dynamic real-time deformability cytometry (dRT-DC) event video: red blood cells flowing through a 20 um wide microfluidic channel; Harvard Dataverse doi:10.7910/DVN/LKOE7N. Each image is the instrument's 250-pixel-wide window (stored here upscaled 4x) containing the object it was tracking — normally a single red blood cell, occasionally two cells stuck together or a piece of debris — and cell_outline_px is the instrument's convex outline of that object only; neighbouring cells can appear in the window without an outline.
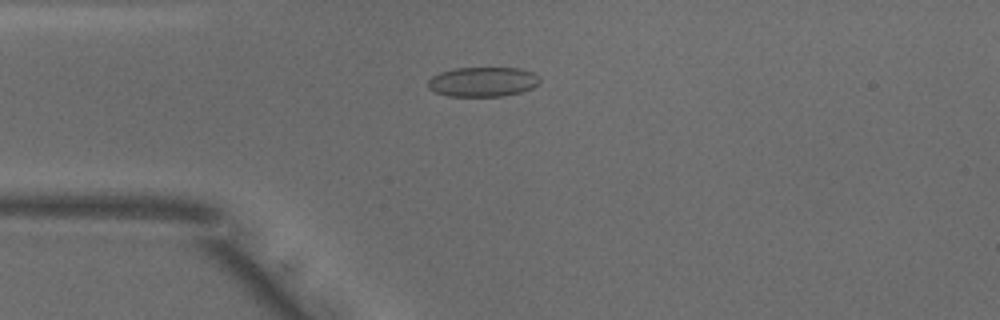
{"species": "common noctule bat (a hibernating species)", "species_latin": "Nyctalus noctula", "temperature_condition": "warm", "stored_images_in_passage": 37, "camera_frame_rate_fps": 3000, "um_per_image_px": 0.085, "animal": {"sex": "male", "body_mass_g": 18.8}, "frame": {"image": 1, "passage_image": 4, "time_ms": 1.0, "image_size_px": [1000, 320], "cell_outline_px": [[540, 80], [532, 88], [520, 92], [504, 96], [448, 96], [436, 92], [428, 88], [428, 80], [432, 76], [440, 72], [456, 68], [520, 68], [532, 72], [540, 76]], "centroid_in_image_um": [41.03, 6.95], "position_along_channel_um": 44.0, "area_um2": 19.31}}
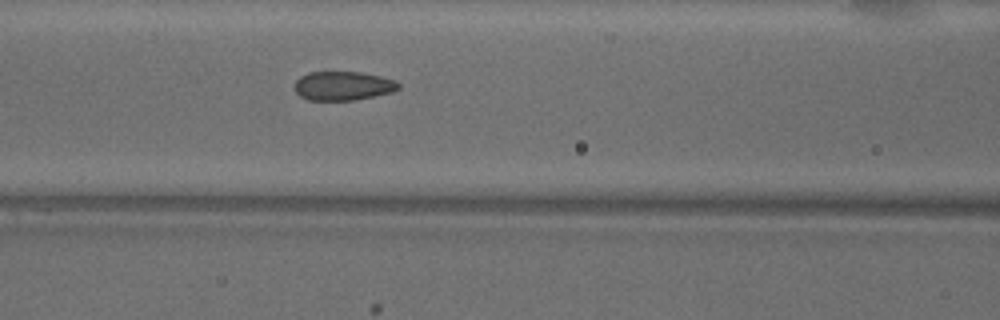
{"frame": {"image": 2, "passage_image": 12, "time_ms": 3.667, "image_size_px": [1000, 320], "cell_outline_px": [[400, 88], [392, 92], [352, 100], [308, 100], [300, 96], [296, 92], [296, 80], [300, 76], [308, 72], [360, 72], [380, 76], [396, 80], [400, 84]], "centroid_in_image_um": [29.16, 7.29], "position_along_channel_um": 137.4, "area_um2": 17.46}}
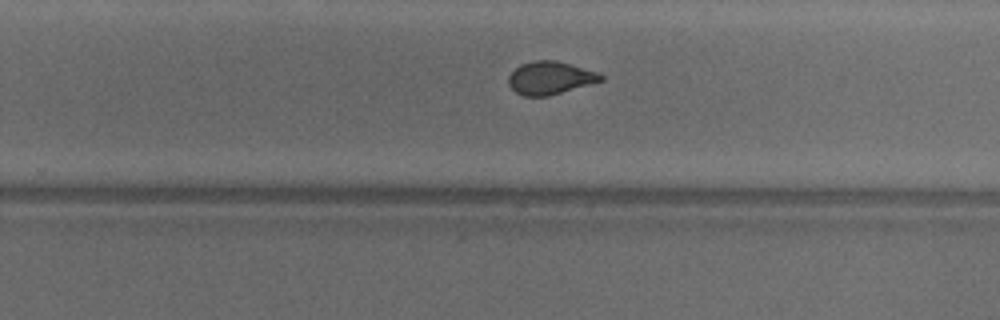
{"frame": {"image": 3, "passage_image": 23, "time_ms": 7.333, "image_size_px": [1000, 320], "cell_outline_px": [[604, 80], [548, 96], [524, 96], [516, 92], [508, 84], [508, 76], [520, 64], [536, 60], [556, 60], [596, 72], [604, 76]], "centroid_in_image_um": [46.74, 6.62], "position_along_channel_um": 283.1, "area_um2": 17.51}, "authors_computed_cell_mechanics": {"area_um2": 17.918, "velocity_mm_per_s": 3.9816, "shape_relaxation_time_tau1_ms": 7.2691, "shape_relaxation_time_tau2_ms": 0.8075, "deformation_change_tau1": 0.1679, "deformation_change_tau2": 0.0609}}